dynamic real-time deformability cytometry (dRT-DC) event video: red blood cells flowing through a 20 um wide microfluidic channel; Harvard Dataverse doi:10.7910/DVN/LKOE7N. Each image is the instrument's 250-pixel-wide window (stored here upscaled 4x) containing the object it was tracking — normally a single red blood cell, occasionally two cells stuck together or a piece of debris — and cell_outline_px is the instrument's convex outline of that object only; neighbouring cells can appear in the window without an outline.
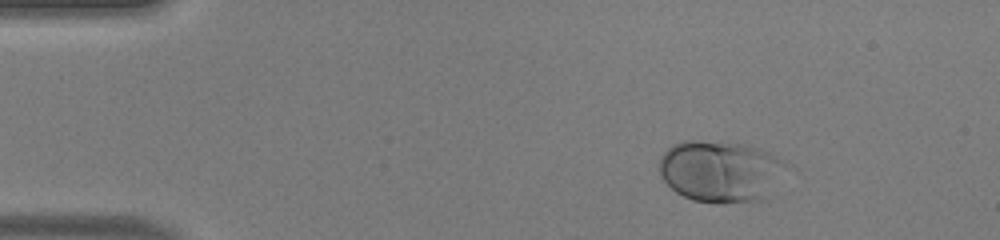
{"species": "human", "species_latin": "Homo sapiens", "temperature_condition": "warm", "stored_images_in_passage": 44, "camera_frame_rate_fps": 3000, "um_per_image_px": 0.085, "donor": {"sex": "male"}, "frame": {"image": 1, "passage_image": 1, "time_ms": 0.0, "image_size_px": [1000, 240], "cell_outline_px": [[792, 164], [764, 200], [692, 200], [676, 192], [660, 176], [656, 168], [660, 156], [672, 144], [680, 140], [728, 140], [744, 144], [768, 152]], "centroid_in_image_um": [61.23, 14.47], "position_along_channel_um": 23.8, "area_um2": 45.84}}
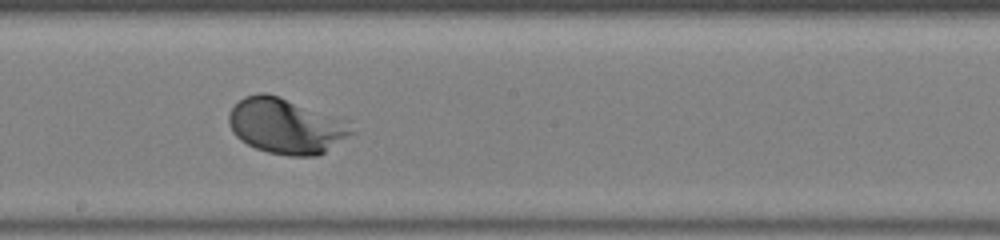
{"frame": {"image": 2, "passage_image": 22, "time_ms": 7.0, "image_size_px": [1000, 240], "cell_outline_px": [[356, 132], [324, 152], [316, 156], [288, 156], [268, 152], [256, 148], [240, 140], [232, 132], [228, 124], [228, 112], [244, 96], [256, 92], [264, 92], [280, 96]], "centroid_in_image_um": [24.1, 10.75], "position_along_channel_um": 224.1, "area_um2": 37.8}}
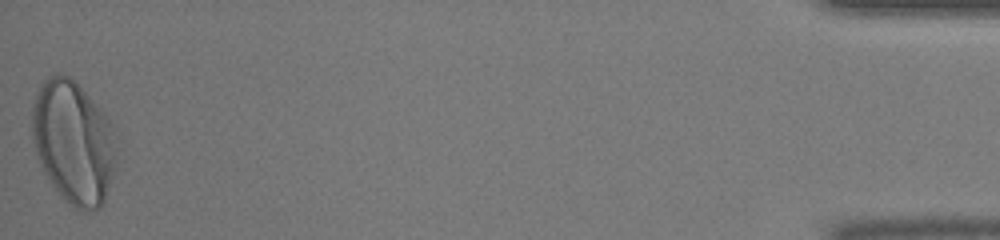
{"frame": {"image": 3, "passage_image": 44, "time_ms": 14.333, "image_size_px": [1000, 240], "cell_outline_px": [[120, 140], [116, 164], [104, 200], [100, 208], [92, 212], [80, 212], [52, 184], [44, 172], [36, 156], [32, 140], [32, 104], [40, 84], [48, 76], [56, 72], [68, 76], [84, 92], [108, 120], [120, 136]], "centroid_in_image_um": [6.26, 12.1], "position_along_channel_um": 428.9, "area_um2": 60.75}, "authors_computed_cell_mechanics": {"area_um2": 39.1017, "velocity_mm_per_s": 4.0825, "shape_relaxation_time_tau1_ms": 1.558, "shape_relaxation_time_tau2_ms": null, "deformation_change_tau1": 0.1546, "deformation_change_tau2": null}}